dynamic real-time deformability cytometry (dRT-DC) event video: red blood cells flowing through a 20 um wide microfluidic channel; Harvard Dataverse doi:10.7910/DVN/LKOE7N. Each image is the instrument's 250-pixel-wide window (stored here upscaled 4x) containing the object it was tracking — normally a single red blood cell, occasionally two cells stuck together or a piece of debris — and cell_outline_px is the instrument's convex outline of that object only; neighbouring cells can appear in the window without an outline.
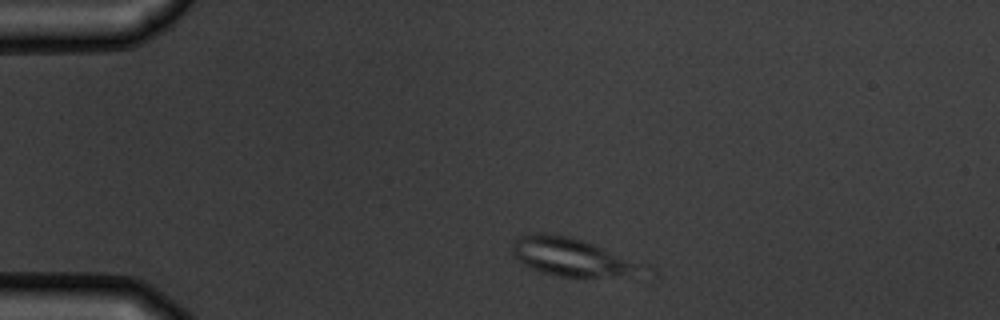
{"species": "common noctule bat (a hibernating species)", "species_latin": "Nyctalus noctula", "temperature_condition": "warm", "stored_images_in_passage": 3, "camera_frame_rate_fps": 3000, "um_per_image_px": 0.085, "animal": {"sex": "male", "body_mass_g": 19.5, "forearm_length_mm": 54.6}, "frame": {"image": 1, "passage_image": 1, "time_ms": 0.0, "image_size_px": [1000, 320], "cell_outline_px": [[636, 264], [624, 272], [600, 276], [560, 276], [540, 272], [516, 260], [512, 252], [512, 244], [520, 236], [536, 232], [540, 232], [568, 236], [592, 244]], "centroid_in_image_um": [48.15, 21.77], "position_along_channel_um": 36.8, "area_um2": 26.3}}